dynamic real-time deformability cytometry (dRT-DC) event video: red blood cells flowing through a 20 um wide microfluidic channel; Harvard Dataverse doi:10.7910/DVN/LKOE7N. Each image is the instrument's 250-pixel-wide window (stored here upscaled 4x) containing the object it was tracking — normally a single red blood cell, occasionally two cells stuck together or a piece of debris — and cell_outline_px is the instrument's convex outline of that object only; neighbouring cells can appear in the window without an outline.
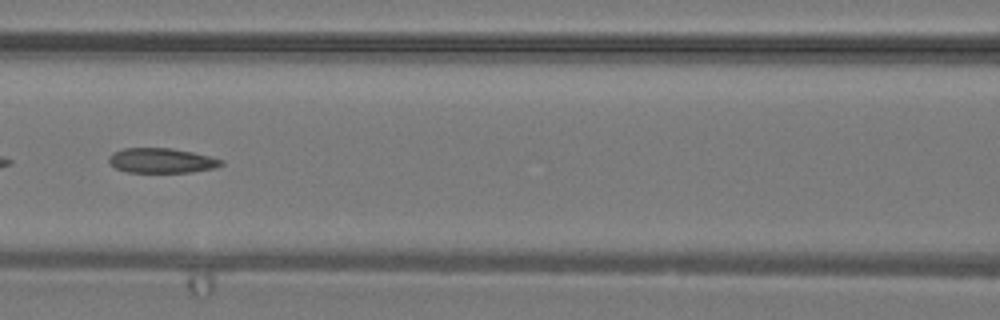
{"species": "common noctule bat (a hibernating species)", "species_latin": "Nyctalus noctula", "temperature_condition": "warm", "stored_images_in_passage": 14, "camera_frame_rate_fps": 3000, "um_per_image_px": 0.085, "animal": {"sex": "male", "body_mass_g": 19.2, "forearm_length_mm": 51.8}, "frame": {"image": 1, "passage_image": 12, "time_ms": 3.667, "image_size_px": [1000, 320], "cell_outline_px": [[224, 164], [216, 168], [192, 172], [128, 172], [116, 168], [108, 160], [108, 156], [112, 152], [124, 148], [172, 148], [192, 152], [224, 160]], "centroid_in_image_um": [13.75, 13.64], "position_along_channel_um": 152.9, "area_um2": 16.3}}